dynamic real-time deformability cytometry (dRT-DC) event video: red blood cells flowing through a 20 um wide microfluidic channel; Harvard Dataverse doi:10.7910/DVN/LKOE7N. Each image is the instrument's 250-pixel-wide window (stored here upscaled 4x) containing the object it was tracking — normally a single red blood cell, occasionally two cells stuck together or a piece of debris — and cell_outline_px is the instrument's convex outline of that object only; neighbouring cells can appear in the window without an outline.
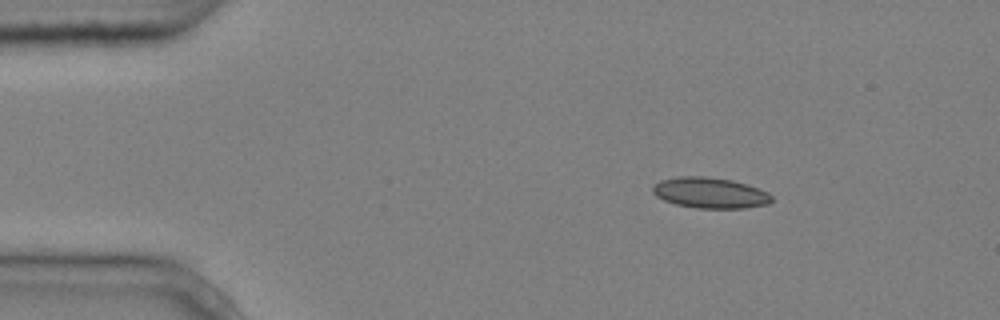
{"species": "common noctule bat (a hibernating species)", "species_latin": "Nyctalus noctula", "temperature_condition": "cold", "stored_images_in_passage": 3, "camera_frame_rate_fps": 3000, "um_per_image_px": 0.085, "animal": {"sex": "male", "body_mass_g": 20.4}, "frame": {"image": 1, "passage_image": 1, "time_ms": 0.0, "image_size_px": [1000, 320], "cell_outline_px": [[772, 200], [768, 204], [744, 208], [696, 208], [676, 204], [664, 200], [656, 196], [652, 192], [652, 184], [660, 180], [676, 176], [704, 176], [732, 180], [748, 184], [768, 192], [772, 196]], "centroid_in_image_um": [60.33, 16.38], "position_along_channel_um": 24.7, "area_um2": 21.5}}